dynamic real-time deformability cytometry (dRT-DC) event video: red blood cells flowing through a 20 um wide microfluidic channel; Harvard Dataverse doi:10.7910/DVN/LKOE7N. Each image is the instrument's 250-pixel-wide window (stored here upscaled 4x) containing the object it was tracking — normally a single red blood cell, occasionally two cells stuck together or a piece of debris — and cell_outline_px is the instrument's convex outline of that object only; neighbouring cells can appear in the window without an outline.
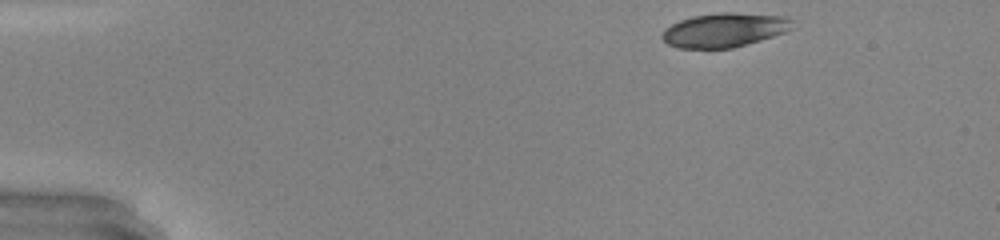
{"species": "common noctule bat (a hibernating species)", "species_latin": "Nyctalus noctula", "temperature_condition": "warm", "stored_images_in_passage": 43, "camera_frame_rate_fps": 3000, "um_per_image_px": 0.085, "animal": {"sex": "male", "body_mass_g": 20.0, "forearm_length_mm": 53.3}, "frame": {"image": 1, "passage_image": 1, "time_ms": 0.0, "image_size_px": [1000, 240], "cell_outline_px": [[792, 28], [784, 32], [760, 40], [732, 48], [676, 48], [668, 44], [660, 36], [664, 28], [680, 20], [692, 16], [720, 12], [732, 12], [784, 16], [792, 20]], "centroid_in_image_um": [61.53, 2.55], "position_along_channel_um": 23.5, "area_um2": 25.84}}
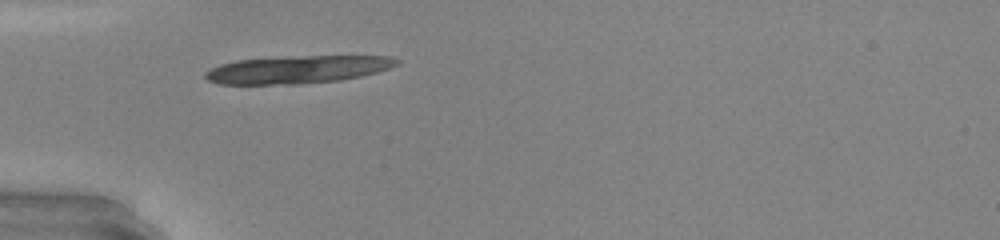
{"frame": {"image": 2, "passage_image": 10, "time_ms": 3.0, "image_size_px": [1000, 240], "cell_outline_px": [[400, 64], [376, 72], [360, 76], [340, 80], [300, 84], [220, 84], [208, 80], [204, 76], [204, 72], [220, 64], [236, 60], [288, 56], [388, 56], [400, 60]], "centroid_in_image_um": [25.27, 5.9], "position_along_channel_um": 59.7, "area_um2": 30.92}, "authors_computed_cell_mechanics": {"area_um2": 26.2412, "velocity_mm_per_s": 4.2279, "shape_relaxation_time_tau1_ms": 2.4489, "shape_relaxation_time_tau2_ms": 1.89, "deformation_change_tau1": 0.2828, "deformation_change_tau2": 0.0969}}